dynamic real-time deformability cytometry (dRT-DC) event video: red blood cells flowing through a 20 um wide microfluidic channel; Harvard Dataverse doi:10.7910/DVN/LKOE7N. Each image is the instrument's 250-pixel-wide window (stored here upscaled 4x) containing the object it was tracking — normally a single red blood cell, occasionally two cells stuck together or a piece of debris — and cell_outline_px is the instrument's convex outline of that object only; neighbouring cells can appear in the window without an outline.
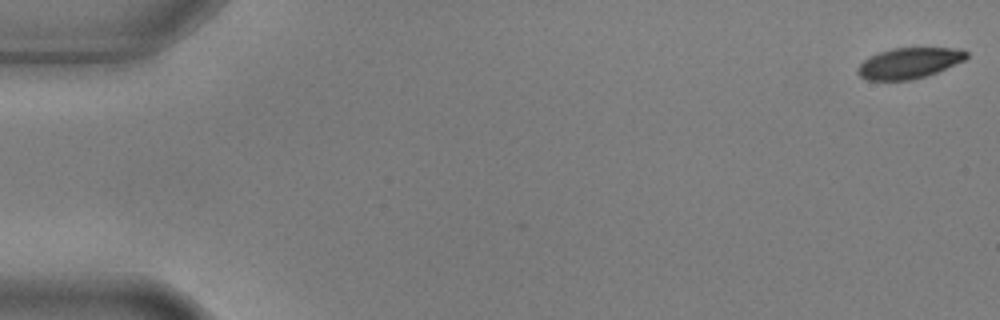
{"species": "common noctule bat (a hibernating species)", "species_latin": "Nyctalus noctula", "temperature_condition": "warm", "stored_images_in_passage": 6, "camera_frame_rate_fps": 3000, "um_per_image_px": 0.085, "animal": {"sex": "male", "body_mass_g": 17.9, "forearm_length_mm": 54.2}, "frame": {"image": 1, "passage_image": 1, "time_ms": 0.0, "image_size_px": [1000, 320], "cell_outline_px": [[968, 56], [964, 60], [936, 72], [912, 80], [868, 80], [860, 76], [856, 72], [856, 68], [868, 56], [892, 48], [956, 48], [968, 52]], "centroid_in_image_um": [77.23, 5.36], "position_along_channel_um": 7.8, "area_um2": 19.36}}
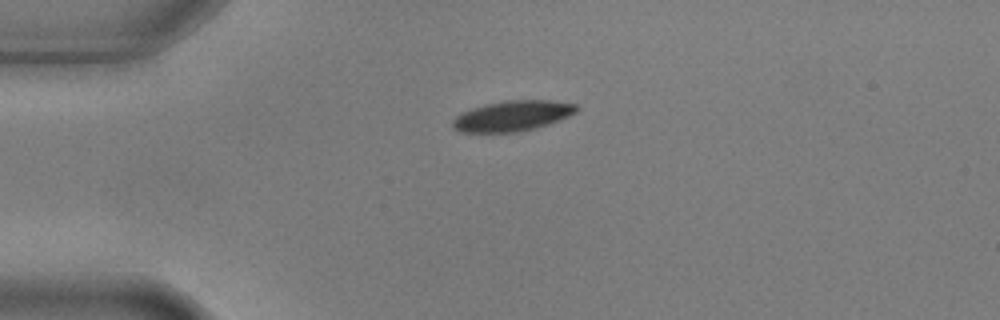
{"frame": {"image": 2, "passage_image": 4, "time_ms": 1.0, "image_size_px": [1000, 320], "cell_outline_px": [[580, 108], [576, 112], [560, 120], [536, 128], [516, 132], [464, 132], [452, 128], [452, 120], [460, 112], [484, 104], [508, 100], [548, 100], [576, 104]], "centroid_in_image_um": [43.55, 9.84], "position_along_channel_um": 41.5, "area_um2": 22.02}}
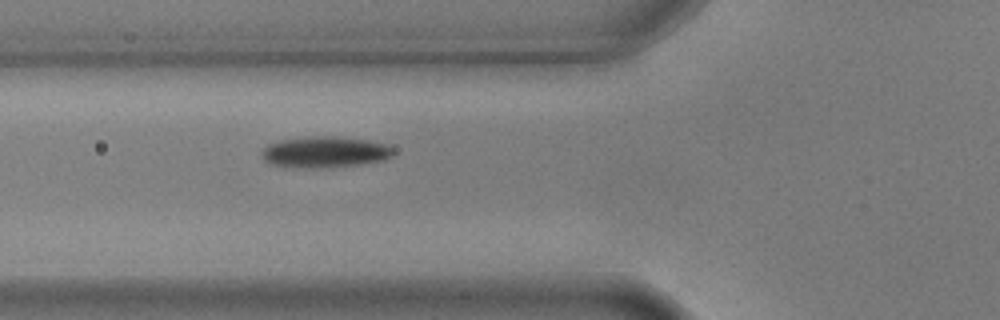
{"frame": {"image": 3, "passage_image": 6, "time_ms": 1.667, "image_size_px": [1000, 320], "cell_outline_px": [[396, 152], [392, 156], [384, 160], [360, 164], [320, 168], [300, 168], [268, 164], [264, 160], [260, 152], [268, 144], [284, 140], [308, 136], [336, 136], [368, 140], [388, 144]], "centroid_in_image_um": [27.63, 12.92], "position_along_channel_um": 98.2, "area_um2": 24.1}}